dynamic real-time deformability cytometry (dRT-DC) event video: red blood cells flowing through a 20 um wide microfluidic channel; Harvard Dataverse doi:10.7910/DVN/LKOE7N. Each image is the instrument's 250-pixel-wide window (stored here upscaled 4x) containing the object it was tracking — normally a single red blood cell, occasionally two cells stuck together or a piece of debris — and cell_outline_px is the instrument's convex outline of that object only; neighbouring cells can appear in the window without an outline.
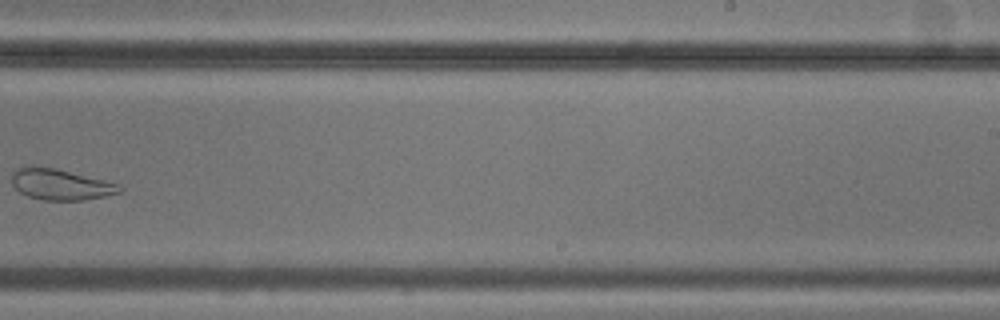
{"species": "common noctule bat (a hibernating species)", "species_latin": "Nyctalus noctula", "temperature_condition": "cold", "stored_images_in_passage": 10, "camera_frame_rate_fps": 3000, "um_per_image_px": 0.085, "animal": {"sex": "male", "body_mass_g": 20.5, "forearm_length_mm": 52.5}, "frame": {"image": 1, "passage_image": 9, "time_ms": 10.333, "image_size_px": [1000, 320], "cell_outline_px": [[124, 188], [120, 192], [104, 196], [84, 200], [44, 200], [28, 196], [20, 192], [12, 184], [12, 172], [28, 164], [32, 164], [56, 168], [120, 184]], "centroid_in_image_um": [5.13, 15.66], "position_along_channel_um": 283.9, "area_um2": 19.59}}